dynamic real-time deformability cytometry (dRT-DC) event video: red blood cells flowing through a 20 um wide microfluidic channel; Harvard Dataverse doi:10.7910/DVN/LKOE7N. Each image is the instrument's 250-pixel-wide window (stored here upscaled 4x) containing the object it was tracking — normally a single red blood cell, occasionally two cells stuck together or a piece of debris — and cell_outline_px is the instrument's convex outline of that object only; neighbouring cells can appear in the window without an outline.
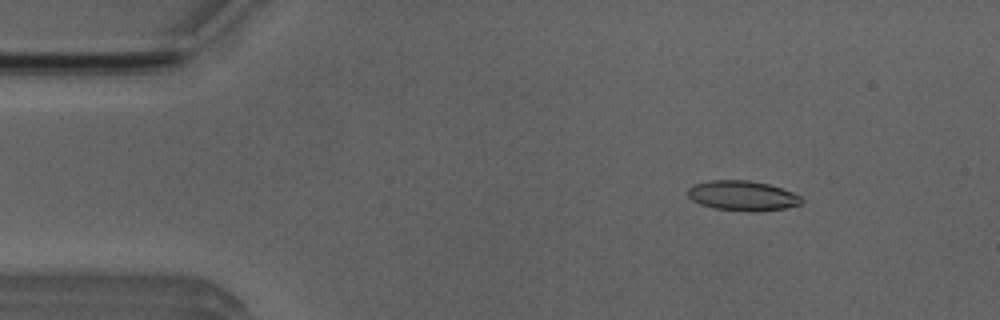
{"species": "Egyptian fruit bat (a non-hibernating species)", "species_latin": "Rousettus aegyptiacus", "temperature_condition": "room temperature", "stored_images_in_passage": 51, "camera_frame_rate_fps": 3000, "um_per_image_px": 0.085, "animal": {"sex": "male"}, "frame": {"image": 1, "passage_image": 6, "time_ms": 1.667, "image_size_px": [1000, 320], "cell_outline_px": [[804, 200], [800, 204], [784, 208], [752, 212], [712, 208], [700, 204], [692, 200], [688, 196], [688, 188], [692, 184], [708, 180], [748, 180], [768, 184], [792, 192], [800, 196]], "centroid_in_image_um": [63.07, 16.63], "position_along_channel_um": 21.9, "area_um2": 19.88}}
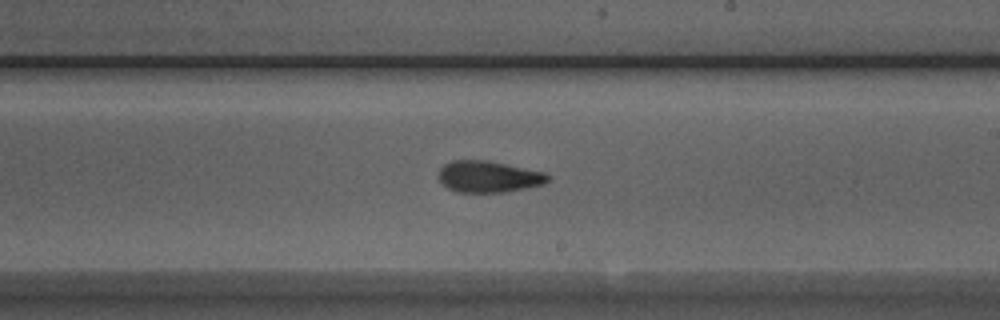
{"frame": {"image": 2, "passage_image": 29, "time_ms": 9.333, "image_size_px": [1000, 320], "cell_outline_px": [[548, 180], [544, 184], [504, 192], [456, 192], [448, 188], [440, 180], [440, 168], [444, 164], [452, 160], [488, 160], [544, 172], [548, 176]], "centroid_in_image_um": [41.51, 15.01], "position_along_channel_um": 247.5, "area_um2": 19.83}}
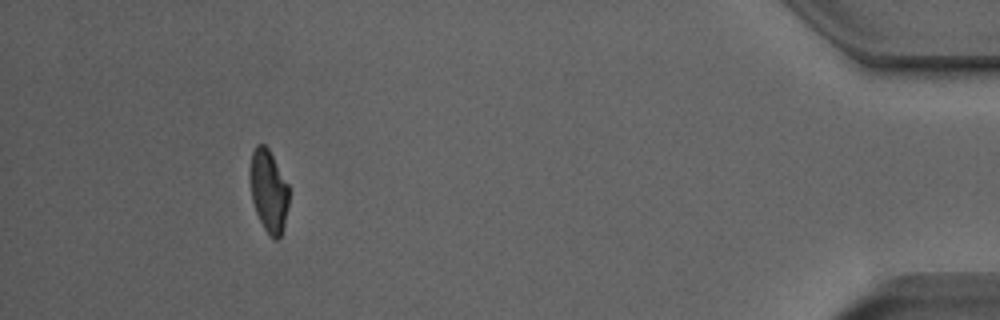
{"frame": {"image": 3, "passage_image": 47, "time_ms": 15.333, "image_size_px": [1000, 320], "cell_outline_px": [[288, 204], [284, 228], [280, 240], [272, 240], [264, 228], [256, 212], [252, 200], [252, 152], [256, 144], [264, 144], [268, 148], [288, 184]], "centroid_in_image_um": [22.87, 16.31], "position_along_channel_um": 412.3, "area_um2": 18.26}, "authors_computed_cell_mechanics": {"area_um2": 19.8832, "velocity_mm_per_s": 3.8951, "shape_relaxation_time_tau1_ms": 8.5905, "shape_relaxation_time_tau2_ms": 3.1941, "deformation_change_tau1": 0.2096, "deformation_change_tau2": 0.1132}}